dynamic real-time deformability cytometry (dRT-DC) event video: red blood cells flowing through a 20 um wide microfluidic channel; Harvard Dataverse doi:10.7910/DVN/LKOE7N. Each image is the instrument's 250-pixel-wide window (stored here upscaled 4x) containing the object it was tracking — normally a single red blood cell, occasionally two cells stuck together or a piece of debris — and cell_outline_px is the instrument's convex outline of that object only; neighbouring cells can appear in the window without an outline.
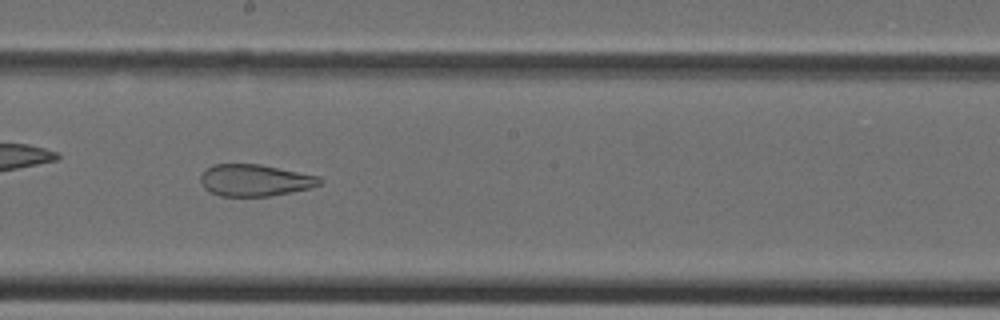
{"species": "Egyptian fruit bat (a non-hibernating species)", "species_latin": "Rousettus aegyptiacus", "temperature_condition": "cold", "stored_images_in_passage": 28, "camera_frame_rate_fps": 3000, "um_per_image_px": 0.085, "animal": {"sex": "female"}, "frame": {"image": 1, "passage_image": 10, "time_ms": 3.0, "image_size_px": [1000, 320], "cell_outline_px": [[324, 180], [320, 184], [312, 188], [292, 192], [268, 196], [220, 196], [204, 188], [200, 180], [200, 176], [212, 164], [260, 164], [320, 176]], "centroid_in_image_um": [21.71, 15.32], "position_along_channel_um": 226.5, "area_um2": 22.14}}
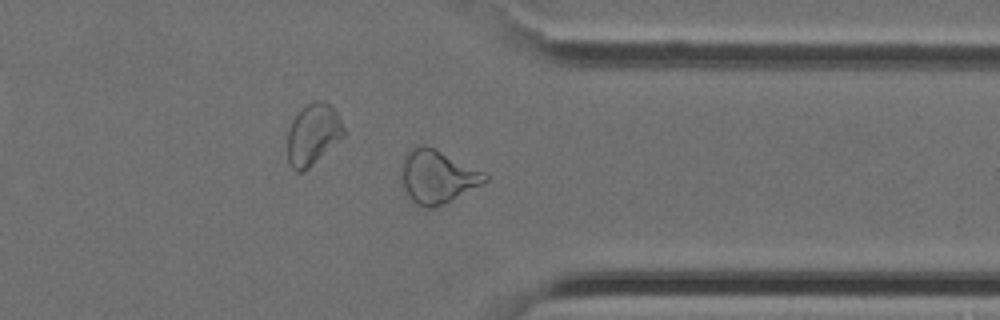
{"frame": {"image": 2, "passage_image": 19, "time_ms": 6.0, "image_size_px": [1000, 320], "cell_outline_px": [[488, 180], [444, 204], [432, 208], [424, 208], [416, 204], [408, 196], [400, 184], [400, 172], [404, 160], [408, 152], [412, 148], [420, 144], [424, 144], [488, 172]], "centroid_in_image_um": [37.16, 15.02], "position_along_channel_um": 374.2, "area_um2": 26.07}}
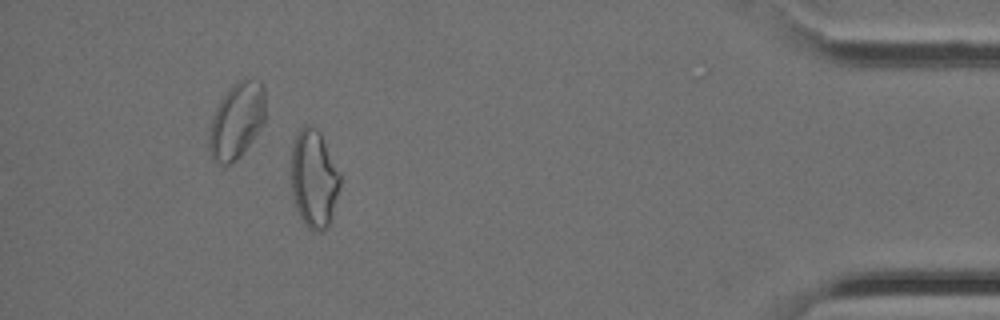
{"frame": {"image": 3, "passage_image": 24, "time_ms": 7.667, "image_size_px": [1000, 320], "cell_outline_px": [[340, 188], [328, 228], [324, 232], [312, 232], [304, 224], [296, 208], [292, 196], [288, 172], [292, 144], [300, 128], [304, 124], [308, 124], [316, 128], [320, 132], [340, 172]], "centroid_in_image_um": [26.64, 15.2], "position_along_channel_um": 408.6, "area_um2": 28.96}}